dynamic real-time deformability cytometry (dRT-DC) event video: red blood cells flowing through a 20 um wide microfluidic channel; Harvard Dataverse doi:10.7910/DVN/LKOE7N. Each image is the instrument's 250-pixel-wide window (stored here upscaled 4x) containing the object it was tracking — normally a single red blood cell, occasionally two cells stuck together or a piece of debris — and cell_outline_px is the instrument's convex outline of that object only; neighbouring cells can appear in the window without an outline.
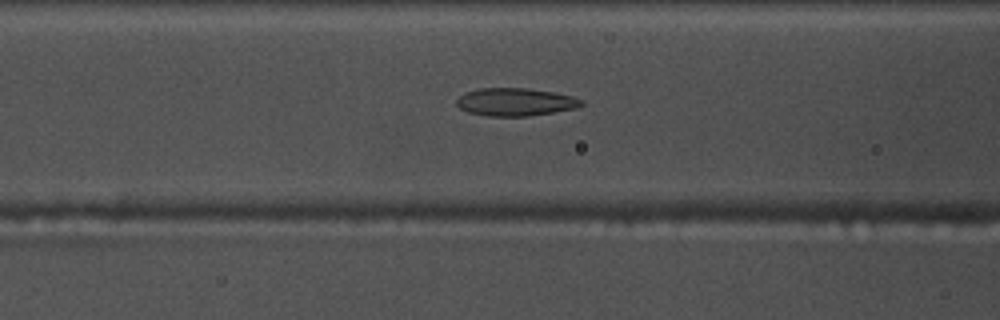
{"species": "common noctule bat (a hibernating species)", "species_latin": "Nyctalus noctula", "temperature_condition": "warm", "stored_images_in_passage": 38, "camera_frame_rate_fps": 3000, "um_per_image_px": 0.085, "animal": {"sex": "male", "body_mass_g": 17.5, "forearm_length_mm": 52.3}, "frame": {"image": 1, "passage_image": 5, "time_ms": 1.333, "image_size_px": [1000, 320], "cell_outline_px": [[584, 104], [576, 108], [528, 116], [488, 116], [468, 112], [460, 108], [456, 104], [456, 100], [464, 92], [480, 88], [528, 88], [552, 92], [572, 96], [584, 100]], "centroid_in_image_um": [43.8, 8.66], "position_along_channel_um": 122.8, "area_um2": 20.23}}
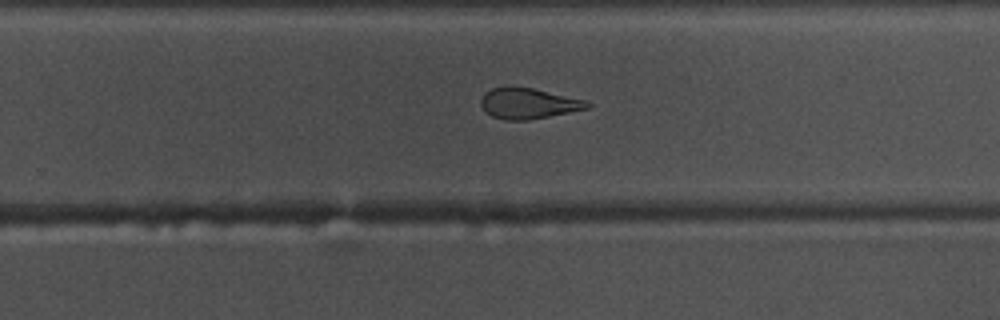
{"frame": {"image": 2, "passage_image": 18, "time_ms": 5.667, "image_size_px": [1000, 320], "cell_outline_px": [[592, 104], [588, 108], [528, 120], [504, 120], [492, 116], [484, 112], [480, 104], [480, 100], [484, 92], [492, 88], [508, 84], [512, 84], [532, 88], [588, 100]], "centroid_in_image_um": [44.85, 8.76], "position_along_channel_um": 285.0, "area_um2": 19.48}}
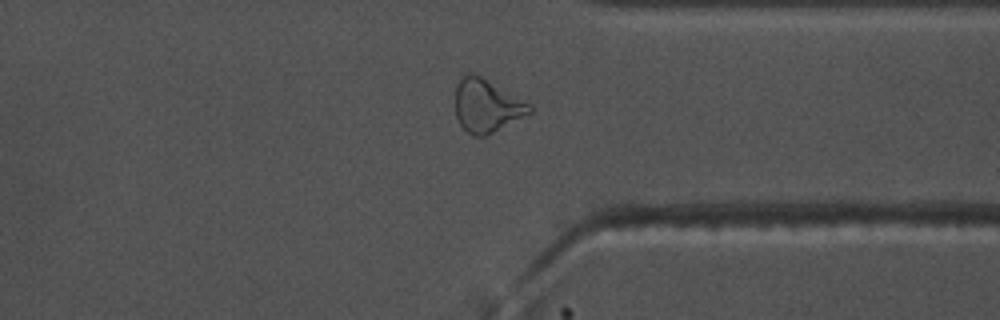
{"frame": {"image": 3, "passage_image": 25, "time_ms": 8.0, "image_size_px": [1000, 320], "cell_outline_px": [[532, 112], [484, 136], [472, 136], [460, 124], [456, 116], [456, 84], [460, 76], [468, 72], [472, 72], [480, 76], [532, 104]], "centroid_in_image_um": [41.35, 8.96], "position_along_channel_um": 370.1, "area_um2": 22.77}}